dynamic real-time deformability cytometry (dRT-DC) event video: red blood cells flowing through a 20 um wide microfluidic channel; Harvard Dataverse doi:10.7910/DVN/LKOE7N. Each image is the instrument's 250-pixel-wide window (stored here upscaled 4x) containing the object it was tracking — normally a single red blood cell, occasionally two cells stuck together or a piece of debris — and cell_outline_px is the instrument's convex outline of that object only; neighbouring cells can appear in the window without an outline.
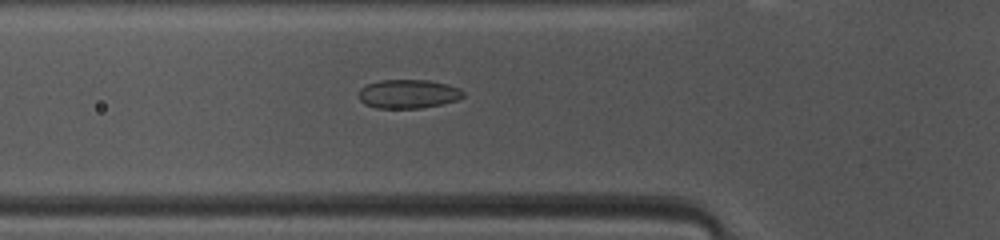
{"species": "common noctule bat (a hibernating species)", "species_latin": "Nyctalus noctula", "temperature_condition": "warm", "stored_images_in_passage": 46, "camera_frame_rate_fps": 3000, "um_per_image_px": 0.085, "animal": {"sex": "female", "body_mass_g": 10.0, "forearm_length_mm": 53.1}, "frame": {"image": 1, "passage_image": 14, "time_ms": 4.333, "image_size_px": [1000, 240], "cell_outline_px": [[464, 96], [456, 100], [440, 104], [420, 108], [376, 108], [364, 104], [360, 100], [360, 88], [368, 84], [380, 80], [428, 80], [448, 84], [460, 88], [464, 92]], "centroid_in_image_um": [34.71, 7.98], "position_along_channel_um": 91.1, "area_um2": 17.51}}
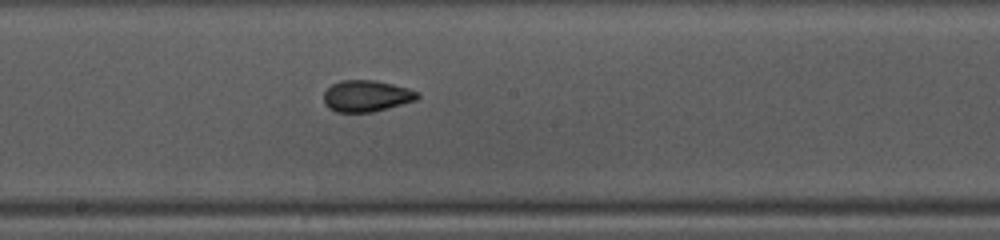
{"frame": {"image": 2, "passage_image": 23, "time_ms": 7.333, "image_size_px": [1000, 240], "cell_outline_px": [[420, 96], [416, 100], [372, 112], [336, 112], [328, 108], [324, 104], [324, 92], [332, 84], [340, 80], [376, 80], [408, 88], [420, 92]], "centroid_in_image_um": [31.14, 8.15], "position_along_channel_um": 217.1, "area_um2": 17.22}}
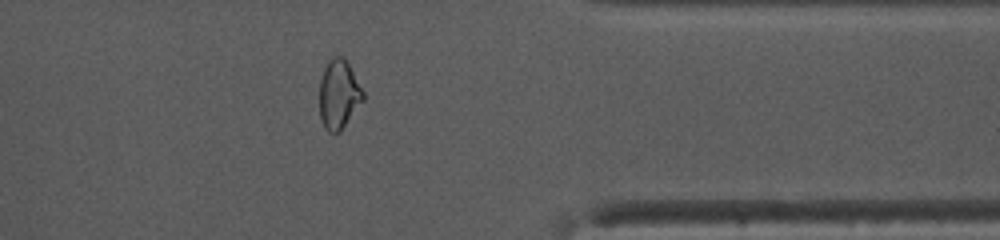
{"frame": {"image": 3, "passage_image": 36, "time_ms": 11.667, "image_size_px": [1000, 240], "cell_outline_px": [[364, 100], [340, 132], [328, 132], [324, 128], [320, 116], [320, 80], [324, 68], [328, 60], [332, 56], [344, 56], [364, 92]], "centroid_in_image_um": [28.8, 8.01], "position_along_channel_um": 382.6, "area_um2": 17.63}, "authors_computed_cell_mechanics": {"area_um2": 17.5423, "velocity_mm_per_s": 4.1706, "shape_relaxation_time_tau1_ms": 6.0112, "shape_relaxation_time_tau2_ms": 1.5354, "deformation_change_tau1": 0.1221, "deformation_change_tau2": 0.0547}}